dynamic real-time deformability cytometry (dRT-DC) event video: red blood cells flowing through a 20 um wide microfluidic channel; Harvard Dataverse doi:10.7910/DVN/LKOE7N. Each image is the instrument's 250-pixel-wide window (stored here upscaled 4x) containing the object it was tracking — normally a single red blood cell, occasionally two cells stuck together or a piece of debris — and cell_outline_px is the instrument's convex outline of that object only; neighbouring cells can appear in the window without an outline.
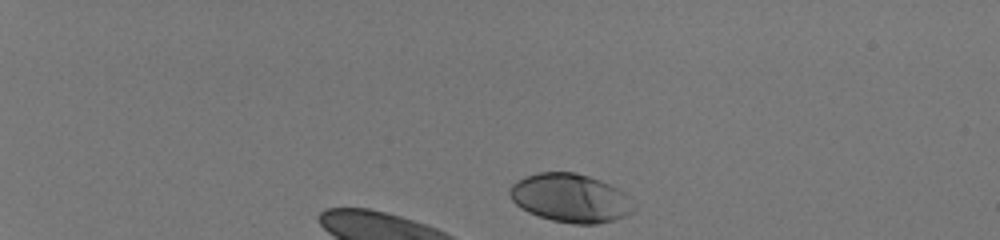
{"species": "human", "species_latin": "Homo sapiens", "temperature_condition": "room temperature", "stored_images_in_passage": 7, "camera_frame_rate_fps": 3000, "um_per_image_px": 0.085, "donor": {"sex": "male"}, "frame": {"image": 1, "passage_image": 1, "time_ms": 0.0, "image_size_px": [1000, 240], "cell_outline_px": [[636, 208], [632, 212], [616, 220], [596, 224], [572, 224], [552, 220], [528, 212], [520, 208], [512, 200], [508, 192], [512, 184], [516, 180], [524, 176], [536, 172], [576, 172], [600, 180], [624, 192], [628, 196]], "centroid_in_image_um": [48.47, 16.83], "position_along_channel_um": 36.5, "area_um2": 35.26}}